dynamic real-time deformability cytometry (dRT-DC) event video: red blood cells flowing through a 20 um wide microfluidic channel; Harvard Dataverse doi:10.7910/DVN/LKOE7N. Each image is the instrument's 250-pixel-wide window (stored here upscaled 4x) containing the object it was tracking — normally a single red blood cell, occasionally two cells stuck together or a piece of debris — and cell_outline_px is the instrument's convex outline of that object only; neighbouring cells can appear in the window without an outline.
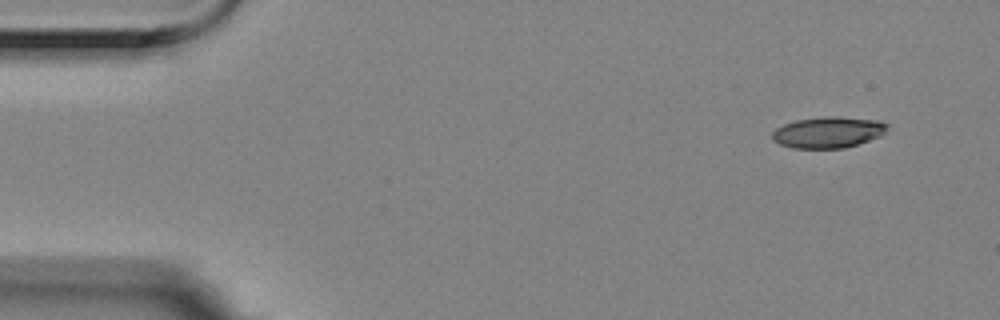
{"species": "Egyptian fruit bat (a non-hibernating species)", "species_latin": "Rousettus aegyptiacus", "temperature_condition": "room temperature", "stored_images_in_passage": 5, "camera_frame_rate_fps": 3000, "um_per_image_px": 0.085, "animal": {"sex": "female"}, "frame": {"image": 1, "passage_image": 1, "time_ms": 0.0, "image_size_px": [1000, 320], "cell_outline_px": [[888, 128], [880, 136], [844, 148], [792, 148], [780, 144], [772, 140], [772, 132], [776, 128], [784, 124], [796, 120], [824, 116], [836, 116], [880, 120], [888, 124]], "centroid_in_image_um": [70.38, 11.23], "position_along_channel_um": 14.6, "area_um2": 20.92}}
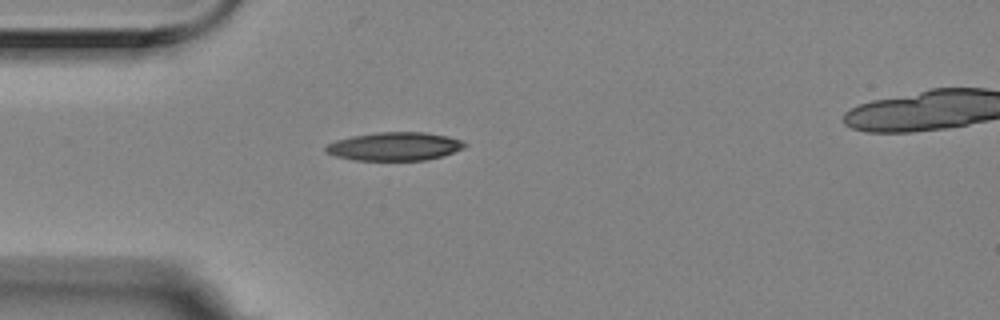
{"frame": {"image": 2, "passage_image": 4, "time_ms": 1.0, "image_size_px": [1000, 320], "cell_outline_px": [[468, 144], [464, 148], [440, 156], [424, 160], [356, 160], [336, 156], [324, 152], [324, 148], [328, 144], [336, 140], [352, 136], [376, 132], [424, 132], [448, 136], [460, 140]], "centroid_in_image_um": [33.52, 12.43], "position_along_channel_um": 51.5, "area_um2": 22.83}}